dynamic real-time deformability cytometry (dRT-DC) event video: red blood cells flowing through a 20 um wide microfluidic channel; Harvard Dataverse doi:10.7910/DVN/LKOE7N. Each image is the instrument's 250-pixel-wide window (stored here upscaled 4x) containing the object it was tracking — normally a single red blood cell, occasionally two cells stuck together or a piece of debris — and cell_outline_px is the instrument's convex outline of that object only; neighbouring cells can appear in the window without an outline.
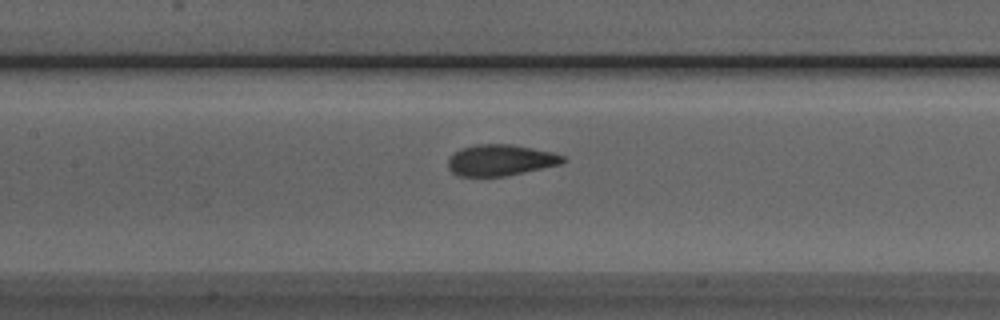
{"species": "Egyptian fruit bat (a non-hibernating species)", "species_latin": "Rousettus aegyptiacus", "temperature_condition": "room temperature", "stored_images_in_passage": 42, "camera_frame_rate_fps": 3000, "um_per_image_px": 0.085, "animal": {"sex": "male"}, "frame": {"image": 1, "passage_image": 23, "time_ms": 7.333, "image_size_px": [1000, 320], "cell_outline_px": [[568, 160], [560, 164], [504, 176], [460, 176], [452, 172], [448, 168], [448, 160], [460, 148], [476, 144], [512, 144], [552, 152], [564, 156]], "centroid_in_image_um": [42.54, 13.6], "position_along_channel_um": 164.9, "area_um2": 20.69}}
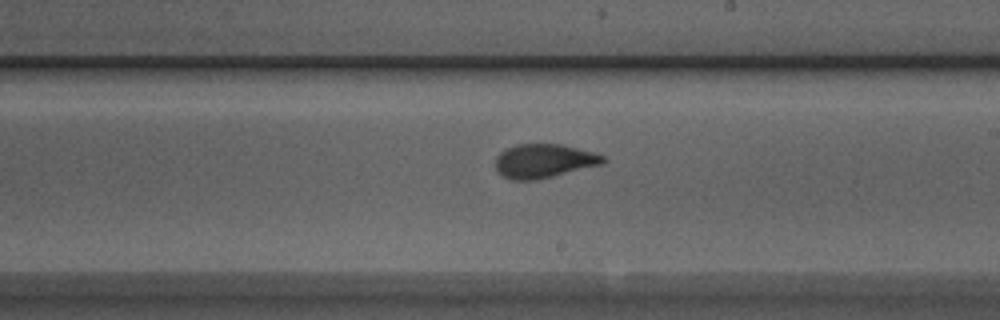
{"frame": {"image": 2, "passage_image": 29, "time_ms": 9.333, "image_size_px": [1000, 320], "cell_outline_px": [[604, 160], [600, 164], [536, 180], [512, 180], [496, 172], [496, 156], [500, 152], [516, 144], [564, 144], [592, 152], [604, 156]], "centroid_in_image_um": [46.17, 13.67], "position_along_channel_um": 242.8, "area_um2": 20.98}}
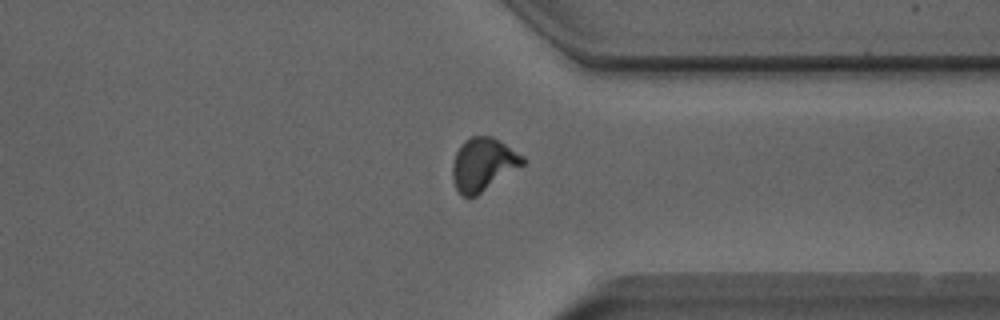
{"frame": {"image": 3, "passage_image": 39, "time_ms": 12.667, "image_size_px": [1000, 320], "cell_outline_px": [[524, 164], [476, 196], [468, 200], [460, 196], [456, 188], [452, 176], [452, 164], [456, 152], [460, 144], [464, 140], [472, 136], [492, 136], [500, 140], [524, 156]], "centroid_in_image_um": [41.03, 13.98], "position_along_channel_um": 370.4, "area_um2": 21.91}}